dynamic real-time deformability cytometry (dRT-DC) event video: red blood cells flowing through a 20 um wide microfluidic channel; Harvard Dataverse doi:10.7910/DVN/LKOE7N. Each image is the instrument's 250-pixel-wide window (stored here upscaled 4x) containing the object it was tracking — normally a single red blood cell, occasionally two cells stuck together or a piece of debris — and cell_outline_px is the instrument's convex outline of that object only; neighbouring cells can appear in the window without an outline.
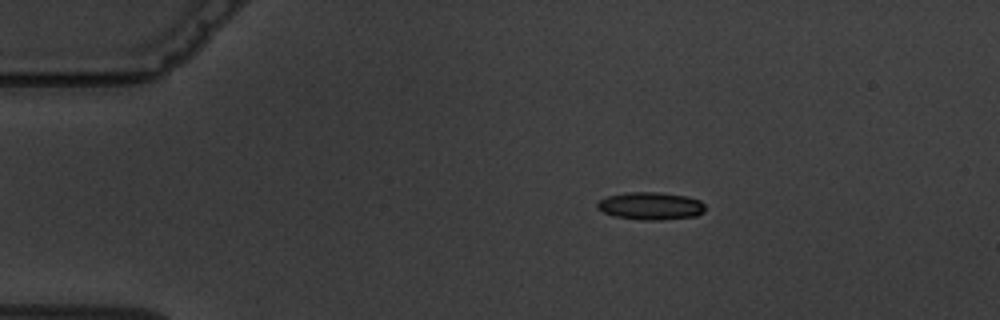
{"species": "common noctule bat (a hibernating species)", "species_latin": "Nyctalus noctula", "temperature_condition": "warm", "stored_images_in_passage": 4, "camera_frame_rate_fps": 3000, "um_per_image_px": 0.085, "animal": {"sex": "male", "body_mass_g": 19.5, "forearm_length_mm": 54.6}, "frame": {"image": 1, "passage_image": 2, "time_ms": 1.333, "image_size_px": [1000, 320], "cell_outline_px": [[704, 212], [696, 216], [660, 220], [644, 220], [612, 216], [596, 208], [596, 204], [600, 200], [608, 196], [624, 192], [660, 192], [684, 196], [700, 200], [704, 204]], "centroid_in_image_um": [55.28, 17.5], "position_along_channel_um": 29.7, "area_um2": 17.4}}